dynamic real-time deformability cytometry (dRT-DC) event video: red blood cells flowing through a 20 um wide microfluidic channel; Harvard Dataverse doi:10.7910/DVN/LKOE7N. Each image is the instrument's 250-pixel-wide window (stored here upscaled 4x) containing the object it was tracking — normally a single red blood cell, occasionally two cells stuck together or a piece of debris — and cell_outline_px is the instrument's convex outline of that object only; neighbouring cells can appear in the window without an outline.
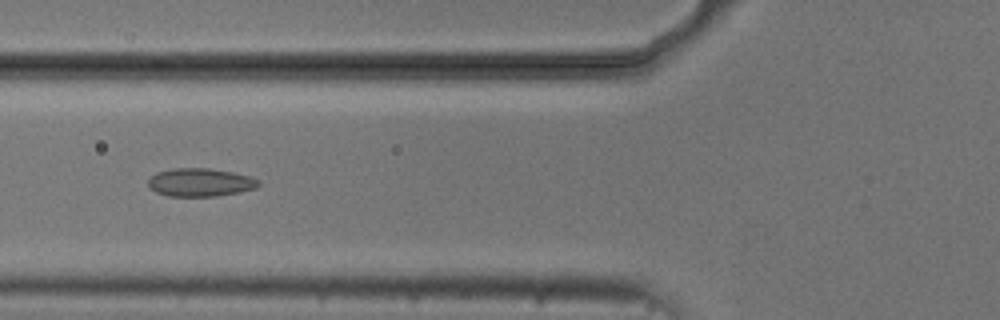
{"species": "common noctule bat (a hibernating species)", "species_latin": "Nyctalus noctula", "temperature_condition": "cold", "stored_images_in_passage": 6, "camera_frame_rate_fps": 3000, "um_per_image_px": 0.085, "animal": {"sex": "male", "body_mass_g": 20.5, "forearm_length_mm": 52.5}, "frame": {"image": 1, "passage_image": 4, "time_ms": 3.667, "image_size_px": [1000, 320], "cell_outline_px": [[260, 184], [256, 188], [216, 196], [168, 196], [156, 192], [148, 188], [148, 180], [156, 172], [172, 168], [212, 168], [232, 172], [248, 176], [260, 180]], "centroid_in_image_um": [16.99, 15.49], "position_along_channel_um": 108.8, "area_um2": 18.15}}
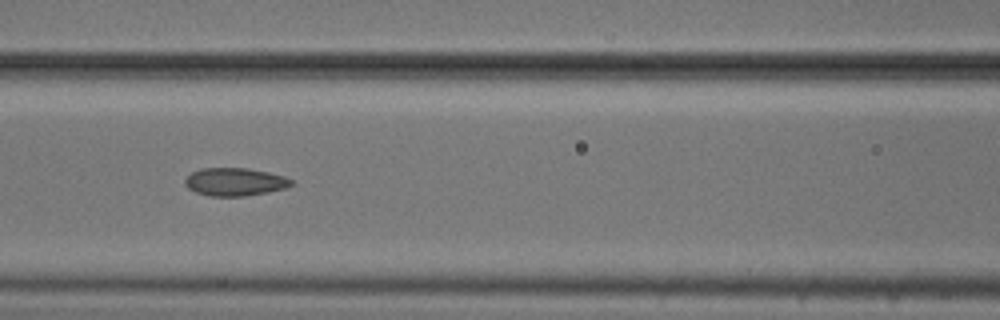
{"frame": {"image": 2, "passage_image": 5, "time_ms": 4.667, "image_size_px": [1000, 320], "cell_outline_px": [[296, 184], [288, 188], [268, 192], [244, 196], [208, 196], [196, 192], [188, 188], [184, 184], [184, 180], [192, 172], [200, 168], [248, 168], [268, 172], [284, 176], [292, 180]], "centroid_in_image_um": [19.99, 15.46], "position_along_channel_um": 146.6, "area_um2": 17.51}}
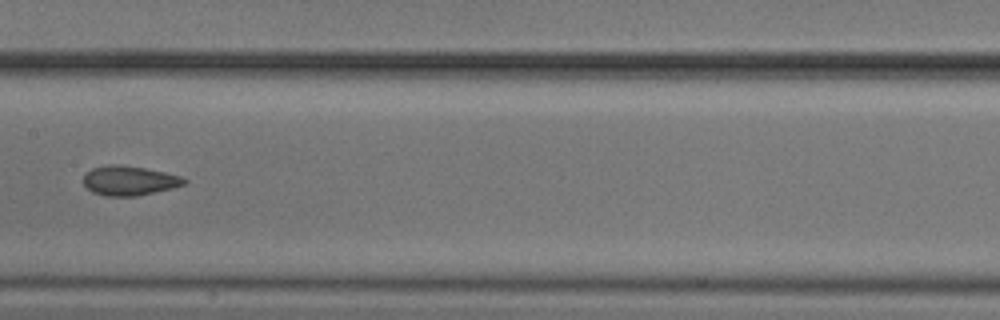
{"frame": {"image": 3, "passage_image": 6, "time_ms": 6.0, "image_size_px": [1000, 320], "cell_outline_px": [[188, 180], [184, 184], [172, 188], [136, 196], [108, 196], [92, 192], [84, 184], [84, 172], [92, 168], [108, 164], [120, 164], [144, 168], [164, 172], [180, 176]], "centroid_in_image_um": [10.96, 15.34], "position_along_channel_um": 196.4, "area_um2": 17.28}}